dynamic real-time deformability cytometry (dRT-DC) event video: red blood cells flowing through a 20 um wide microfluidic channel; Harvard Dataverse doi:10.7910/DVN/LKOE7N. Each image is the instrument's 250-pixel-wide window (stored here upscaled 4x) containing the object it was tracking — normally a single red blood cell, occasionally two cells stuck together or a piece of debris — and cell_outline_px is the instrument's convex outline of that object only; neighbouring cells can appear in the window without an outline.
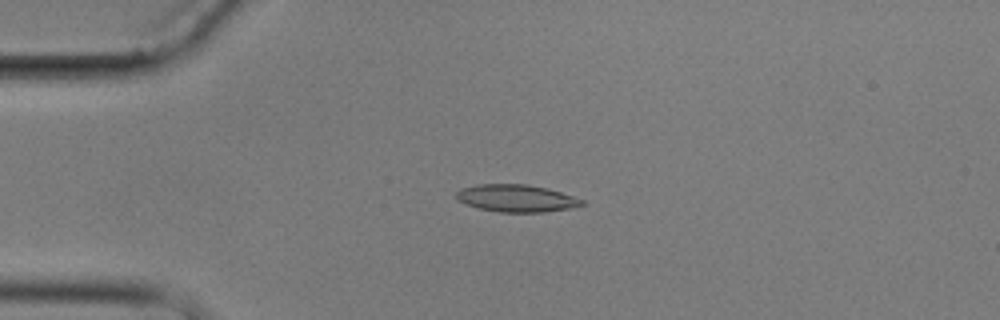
{"species": "common noctule bat (a hibernating species)", "species_latin": "Nyctalus noctula", "temperature_condition": "cold", "stored_images_in_passage": 4, "camera_frame_rate_fps": 3000, "um_per_image_px": 0.085, "animal": {"sex": "male", "body_mass_g": 17.9}, "frame": {"image": 1, "passage_image": 3, "time_ms": 3.333, "image_size_px": [1000, 320], "cell_outline_px": [[584, 204], [568, 208], [544, 212], [500, 212], [480, 208], [456, 200], [456, 192], [460, 188], [476, 184], [528, 184], [548, 188], [584, 200]], "centroid_in_image_um": [43.86, 16.84], "position_along_channel_um": 41.1, "area_um2": 19.88}}